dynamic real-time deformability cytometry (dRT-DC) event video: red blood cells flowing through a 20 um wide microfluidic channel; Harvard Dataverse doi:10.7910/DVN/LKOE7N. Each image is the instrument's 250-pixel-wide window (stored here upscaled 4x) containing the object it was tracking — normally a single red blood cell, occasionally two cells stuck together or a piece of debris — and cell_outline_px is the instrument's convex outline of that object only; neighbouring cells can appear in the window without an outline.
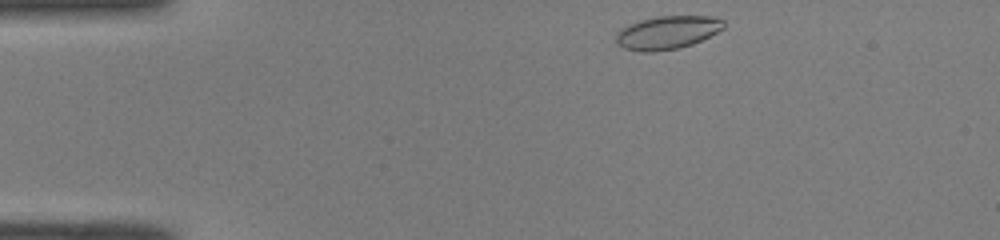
{"species": "common noctule bat (a hibernating species)", "species_latin": "Nyctalus noctula", "temperature_condition": "room temperature", "stored_images_in_passage": 42, "camera_frame_rate_fps": 3000, "um_per_image_px": 0.085, "animal": {"sex": "male", "body_mass_g": 19.0, "forearm_length_mm": 50.8}, "frame": {"image": 1, "passage_image": 1, "time_ms": 0.0, "image_size_px": [1000, 240], "cell_outline_px": [[724, 28], [692, 44], [680, 48], [652, 52], [640, 52], [624, 48], [616, 44], [616, 32], [620, 28], [628, 24], [640, 20], [656, 16], [708, 16], [724, 20]], "centroid_in_image_um": [56.66, 2.77], "position_along_channel_um": 28.3, "area_um2": 20.92}}
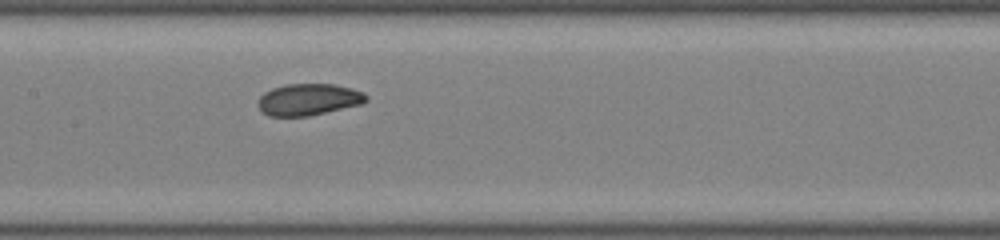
{"frame": {"image": 2, "passage_image": 17, "time_ms": 5.333, "image_size_px": [1000, 240], "cell_outline_px": [[368, 100], [360, 104], [308, 116], [268, 116], [260, 112], [256, 104], [260, 96], [264, 92], [272, 88], [284, 84], [332, 84], [352, 88], [364, 92], [368, 96]], "centroid_in_image_um": [26.18, 8.45], "position_along_channel_um": 181.2, "area_um2": 20.11}}
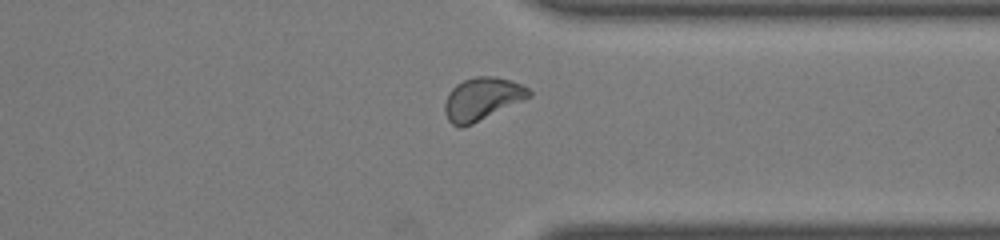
{"frame": {"image": 3, "passage_image": 31, "time_ms": 10.0, "image_size_px": [1000, 240], "cell_outline_px": [[532, 96], [524, 100], [472, 124], [460, 128], [452, 124], [448, 120], [444, 112], [444, 104], [448, 92], [456, 84], [464, 80], [476, 76], [492, 76], [512, 80], [528, 88], [532, 92]], "centroid_in_image_um": [40.96, 8.4], "position_along_channel_um": 370.4, "area_um2": 21.04}, "authors_computed_cell_mechanics": {"area_um2": 20.2589, "velocity_mm_per_s": 4.0639, "shape_relaxation_time_tau1_ms": 4.4935, "shape_relaxation_time_tau2_ms": 3.4228, "deformation_change_tau1": 0.127, "deformation_change_tau2": 0.0723}}